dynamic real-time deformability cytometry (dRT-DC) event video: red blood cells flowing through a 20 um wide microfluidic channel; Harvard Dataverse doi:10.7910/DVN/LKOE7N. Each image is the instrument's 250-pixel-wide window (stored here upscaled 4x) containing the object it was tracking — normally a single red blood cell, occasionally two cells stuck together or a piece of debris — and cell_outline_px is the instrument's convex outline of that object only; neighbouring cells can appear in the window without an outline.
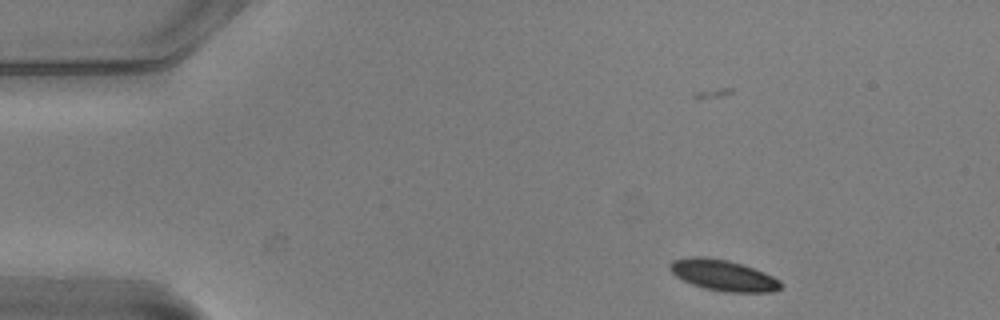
{"species": "common noctule bat (a hibernating species)", "species_latin": "Nyctalus noctula", "temperature_condition": "warm", "stored_images_in_passage": 48, "camera_frame_rate_fps": 3000, "um_per_image_px": 0.085, "animal": {"sex": "male", "body_mass_g": 20.5, "forearm_length_mm": 52.5}, "frame": {"image": 1, "passage_image": 1, "time_ms": 0.0, "image_size_px": [1000, 320], "cell_outline_px": [[784, 284], [780, 288], [772, 292], [728, 292], [704, 288], [692, 284], [676, 276], [668, 268], [668, 264], [672, 260], [692, 256], [704, 256], [728, 260], [764, 272], [780, 280]], "centroid_in_image_um": [61.46, 23.39], "position_along_channel_um": 23.5, "area_um2": 20.0}}
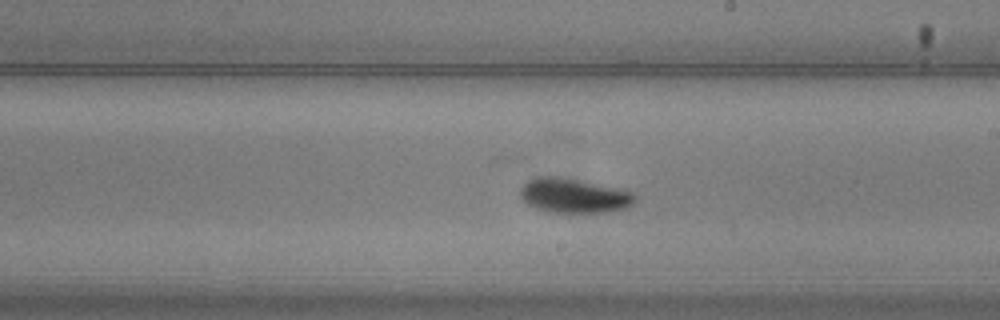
{"frame": {"image": 2, "passage_image": 25, "time_ms": 8.0, "image_size_px": [1000, 320], "cell_outline_px": [[636, 200], [632, 204], [624, 208], [612, 212], [548, 212], [536, 208], [528, 204], [520, 196], [520, 188], [528, 180], [536, 176], [556, 176], [576, 180], [632, 192], [636, 196]], "centroid_in_image_um": [48.74, 16.64], "position_along_channel_um": 240.3, "area_um2": 22.72}}
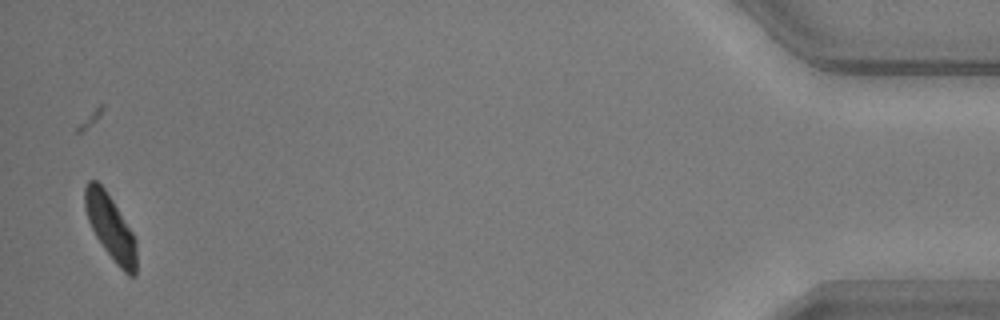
{"frame": {"image": 3, "passage_image": 47, "time_ms": 15.333, "image_size_px": [1000, 320], "cell_outline_px": [[136, 276], [128, 276], [116, 264], [104, 248], [96, 236], [88, 220], [84, 208], [84, 188], [88, 180], [96, 180], [104, 188], [112, 200], [132, 232], [136, 240]], "centroid_in_image_um": [9.38, 19.32], "position_along_channel_um": 425.8, "area_um2": 19.31}, "authors_computed_cell_mechanics": {"area_um2": 21.4438, "velocity_mm_per_s": 3.7049, "shape_relaxation_time_tau1_ms": 1.8784, "shape_relaxation_time_tau2_ms": 4.8558, "deformation_change_tau1": 0.1027, "deformation_change_tau2": 0.0865}}